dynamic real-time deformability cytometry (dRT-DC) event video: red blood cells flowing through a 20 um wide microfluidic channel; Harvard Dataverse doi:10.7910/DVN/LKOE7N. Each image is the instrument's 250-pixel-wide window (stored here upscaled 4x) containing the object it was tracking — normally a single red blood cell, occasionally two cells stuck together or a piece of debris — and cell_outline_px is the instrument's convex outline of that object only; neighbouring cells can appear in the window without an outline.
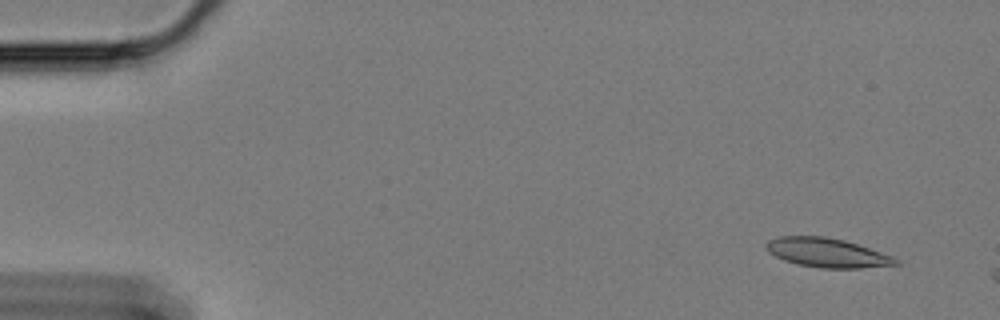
{"species": "Egyptian fruit bat (a non-hibernating species)", "species_latin": "Rousettus aegyptiacus", "temperature_condition": "cold", "stored_images_in_passage": 15, "camera_frame_rate_fps": 3000, "um_per_image_px": 0.085, "animal": {"sex": "female"}, "frame": {"image": 1, "passage_image": 1, "time_ms": 0.0, "image_size_px": [1000, 320], "cell_outline_px": [[900, 264], [860, 268], [820, 268], [800, 264], [784, 260], [768, 252], [764, 244], [768, 240], [776, 236], [824, 236], [844, 240], [892, 256], [900, 260]], "centroid_in_image_um": [70.27, 21.47], "position_along_channel_um": 14.7, "area_um2": 21.91}}